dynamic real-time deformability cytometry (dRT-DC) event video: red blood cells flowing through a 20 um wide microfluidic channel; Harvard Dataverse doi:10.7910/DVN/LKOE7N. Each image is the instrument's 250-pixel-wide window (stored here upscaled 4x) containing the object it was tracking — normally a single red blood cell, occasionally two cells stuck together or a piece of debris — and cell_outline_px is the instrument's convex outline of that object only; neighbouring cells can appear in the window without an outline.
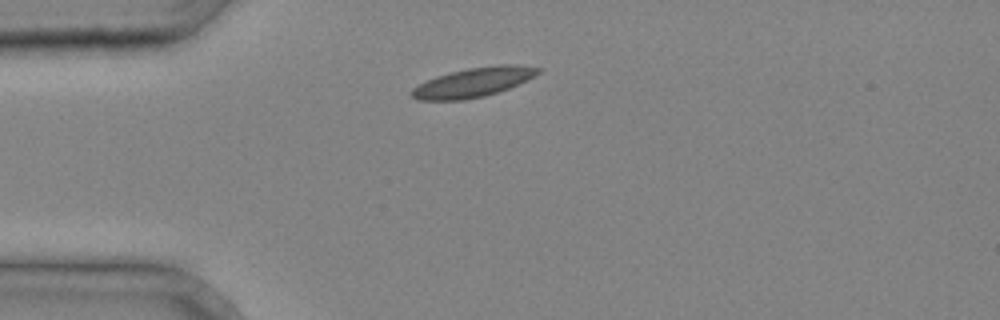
{"species": "common noctule bat (a hibernating species)", "species_latin": "Nyctalus noctula", "temperature_condition": "cold", "stored_images_in_passage": 1, "camera_frame_rate_fps": 3000, "um_per_image_px": 0.085, "animal": {"sex": "male", "body_mass_g": 20.4}, "frame": {"image": 1, "passage_image": 1, "time_ms": 0.0, "image_size_px": [1000, 320], "cell_outline_px": [[544, 68], [540, 72], [508, 88], [484, 96], [464, 100], [416, 100], [408, 96], [408, 92], [412, 88], [436, 76], [448, 72], [468, 68], [496, 64], [516, 64]], "centroid_in_image_um": [40.17, 6.99], "position_along_channel_um": 44.8, "area_um2": 21.68}}